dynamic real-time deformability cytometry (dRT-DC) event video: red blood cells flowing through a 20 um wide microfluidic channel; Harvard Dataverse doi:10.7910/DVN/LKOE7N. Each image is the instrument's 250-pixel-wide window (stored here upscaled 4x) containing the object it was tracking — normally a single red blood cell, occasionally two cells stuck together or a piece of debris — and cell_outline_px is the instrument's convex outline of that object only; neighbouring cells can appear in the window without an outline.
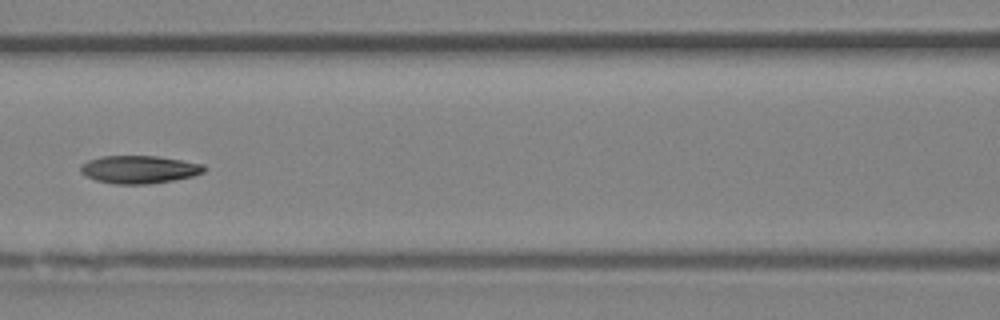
{"species": "Egyptian fruit bat (a non-hibernating species)", "species_latin": "Rousettus aegyptiacus", "temperature_condition": "room temperature", "stored_images_in_passage": 23, "camera_frame_rate_fps": 3000, "um_per_image_px": 0.085, "animal": {"sex": "female"}, "frame": {"image": 1, "passage_image": 14, "time_ms": 4.333, "image_size_px": [1000, 320], "cell_outline_px": [[208, 168], [204, 172], [192, 176], [152, 184], [116, 184], [96, 180], [80, 172], [80, 164], [88, 160], [100, 156], [156, 156], [204, 164]], "centroid_in_image_um": [11.83, 14.4], "position_along_channel_um": 154.8, "area_um2": 20.06}}
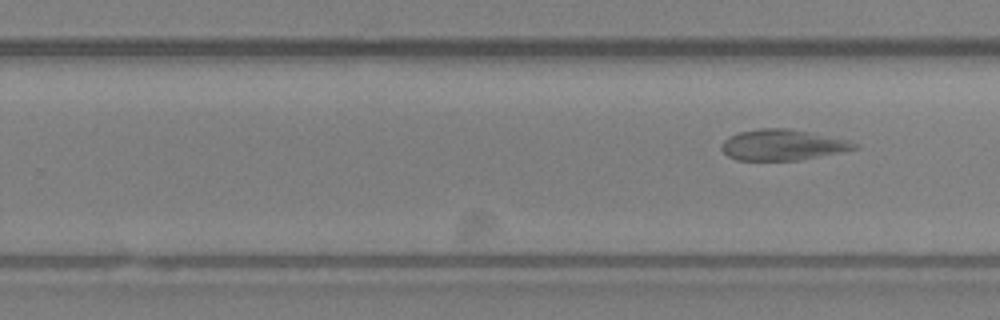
{"frame": {"image": 2, "passage_image": 23, "time_ms": 7.333, "image_size_px": [1000, 320], "cell_outline_px": [[860, 148], [800, 160], [736, 160], [728, 156], [720, 148], [724, 140], [728, 136], [740, 132], [760, 128], [788, 128], [848, 140], [860, 144]], "centroid_in_image_um": [66.52, 12.32], "position_along_channel_um": 263.3, "area_um2": 23.81}}